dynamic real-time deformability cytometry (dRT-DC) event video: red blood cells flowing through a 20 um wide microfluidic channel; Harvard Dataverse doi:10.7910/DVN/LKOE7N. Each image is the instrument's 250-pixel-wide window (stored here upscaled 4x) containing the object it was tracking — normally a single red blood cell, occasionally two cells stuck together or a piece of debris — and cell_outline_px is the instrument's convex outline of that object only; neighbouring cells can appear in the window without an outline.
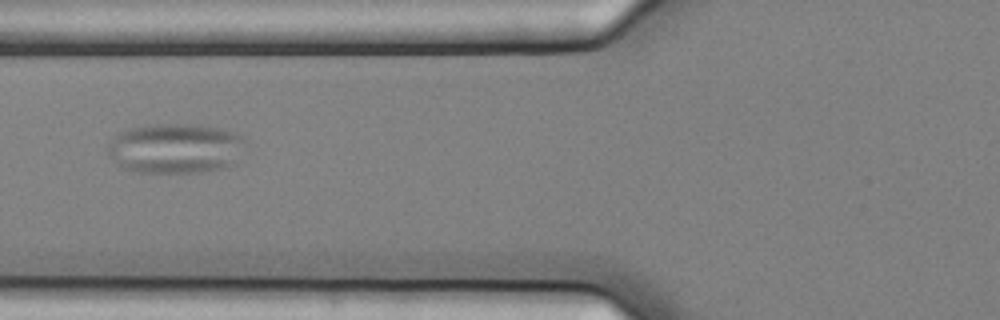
{"species": "common noctule bat (a hibernating species)", "species_latin": "Nyctalus noctula", "temperature_condition": "cold", "stored_images_in_passage": 39, "camera_frame_rate_fps": 3000, "um_per_image_px": 0.085, "animal": {"sex": "female", "body_mass_g": 25.1}, "frame": {"image": 1, "passage_image": 5, "time_ms": 1.333, "image_size_px": [1000, 320], "cell_outline_px": [[244, 140], [236, 164], [224, 168], [200, 172], [132, 172], [120, 168], [108, 152], [108, 144], [120, 132], [132, 128], [156, 124], [200, 124], [220, 128], [232, 132], [240, 136]], "centroid_in_image_um": [14.91, 12.62], "position_along_channel_um": 110.9, "area_um2": 40.06}}
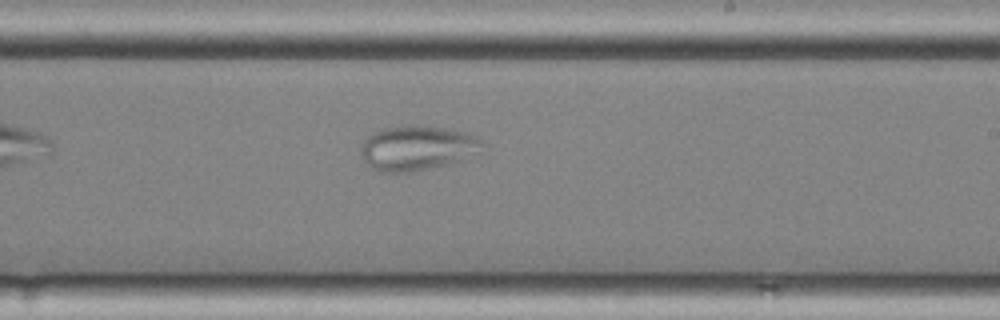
{"frame": {"image": 2, "passage_image": 17, "time_ms": 5.333, "image_size_px": [1000, 320], "cell_outline_px": [[484, 144], [480, 152], [460, 160], [428, 168], [408, 172], [376, 172], [364, 160], [360, 152], [364, 140], [372, 132], [380, 128], [404, 124], [420, 124], [448, 128], [464, 132], [476, 136], [484, 140]], "centroid_in_image_um": [35.45, 12.54], "position_along_channel_um": 253.6, "area_um2": 32.08}}
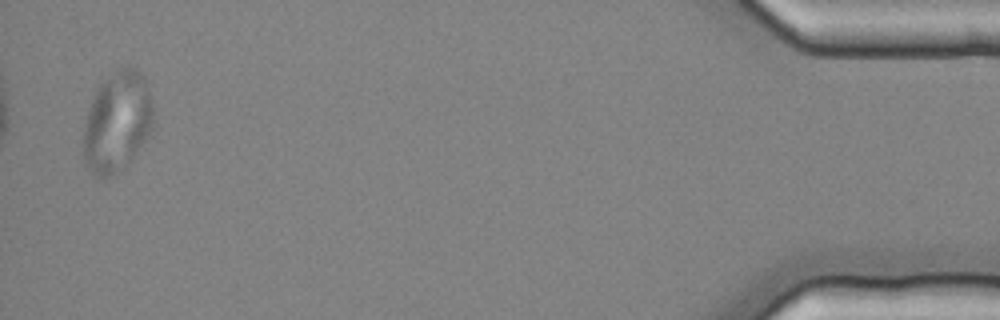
{"frame": {"image": 3, "passage_image": 38, "time_ms": 12.333, "image_size_px": [1000, 320], "cell_outline_px": [[152, 128], [148, 136], [132, 160], [112, 176], [92, 176], [84, 160], [84, 124], [92, 96], [96, 88], [104, 80], [120, 68], [136, 68], [144, 76], [148, 84], [152, 96]], "centroid_in_image_um": [9.96, 10.36], "position_along_channel_um": 425.2, "area_um2": 40.98}}